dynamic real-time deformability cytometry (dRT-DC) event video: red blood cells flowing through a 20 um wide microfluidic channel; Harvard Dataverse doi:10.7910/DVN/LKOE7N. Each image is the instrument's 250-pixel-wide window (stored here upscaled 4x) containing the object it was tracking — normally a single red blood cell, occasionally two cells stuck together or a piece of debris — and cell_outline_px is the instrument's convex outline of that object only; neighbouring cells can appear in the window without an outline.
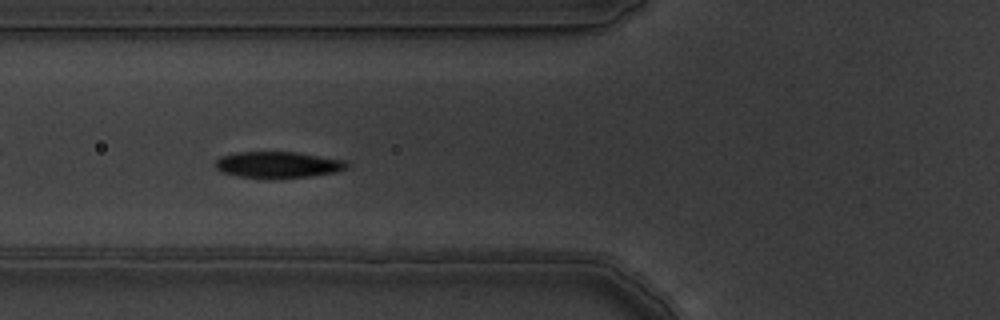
{"species": "common noctule bat (a hibernating species)", "species_latin": "Nyctalus noctula", "temperature_condition": "warm", "stored_images_in_passage": 8, "camera_frame_rate_fps": 3000, "um_per_image_px": 0.085, "animal": {"sex": "male", "body_mass_g": 19.5, "forearm_length_mm": 54.6}, "frame": {"image": 1, "passage_image": 7, "time_ms": 2.0, "image_size_px": [1000, 320], "cell_outline_px": [[348, 168], [336, 172], [308, 176], [240, 176], [220, 172], [216, 168], [216, 160], [220, 156], [236, 152], [296, 152], [348, 160]], "centroid_in_image_um": [23.66, 13.96], "position_along_channel_um": 102.1, "area_um2": 19.59}}